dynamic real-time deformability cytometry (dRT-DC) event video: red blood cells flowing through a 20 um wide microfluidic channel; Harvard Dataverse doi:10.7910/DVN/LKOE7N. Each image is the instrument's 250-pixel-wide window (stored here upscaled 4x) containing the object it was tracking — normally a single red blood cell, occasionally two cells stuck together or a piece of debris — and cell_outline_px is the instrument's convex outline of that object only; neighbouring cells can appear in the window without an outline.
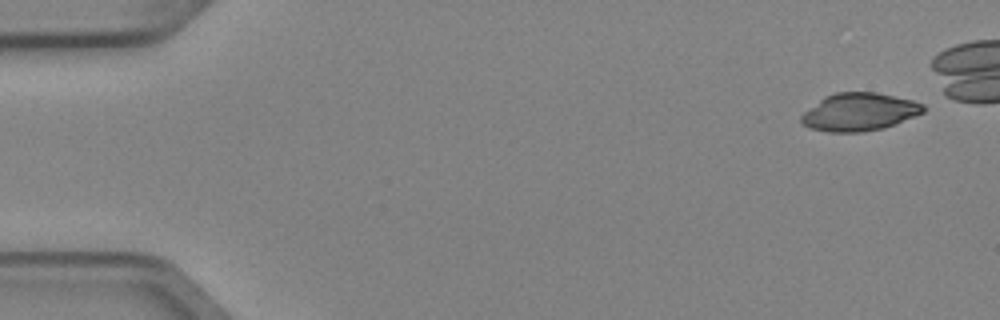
{"species": "Egyptian fruit bat (a non-hibernating species)", "species_latin": "Rousettus aegyptiacus", "temperature_condition": "cold", "stored_images_in_passage": 6, "segment_of_instrument_passage": [2, 2], "camera_frame_rate_fps": 3000, "um_per_image_px": 0.085, "animal": {"sex": "female"}, "frame": {"image": 1, "passage_image": 6, "time_ms": 1.667, "image_size_px": [1000, 320], "cell_outline_px": [[924, 112], [884, 128], [860, 132], [828, 132], [812, 128], [804, 124], [800, 120], [800, 116], [804, 112], [824, 96], [836, 92], [876, 92], [912, 100], [924, 104]], "centroid_in_image_um": [73.03, 9.51], "position_along_channel_um": 12.0, "area_um2": 26.7}}